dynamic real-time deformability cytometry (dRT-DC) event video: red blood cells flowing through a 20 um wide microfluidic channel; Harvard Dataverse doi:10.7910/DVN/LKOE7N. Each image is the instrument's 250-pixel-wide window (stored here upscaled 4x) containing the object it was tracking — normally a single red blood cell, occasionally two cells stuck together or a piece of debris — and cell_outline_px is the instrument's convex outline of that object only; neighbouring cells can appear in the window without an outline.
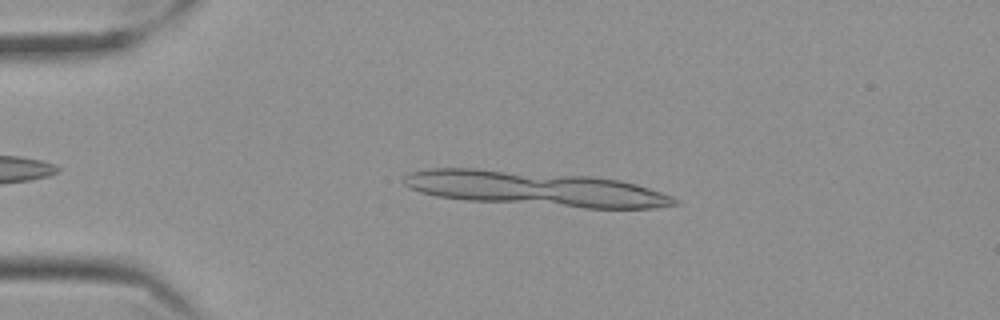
{"species": "Egyptian fruit bat (a non-hibernating species)", "species_latin": "Rousettus aegyptiacus", "temperature_condition": "cold", "stored_images_in_passage": 12, "camera_frame_rate_fps": 3000, "um_per_image_px": 0.085, "frame": {"image": 1, "passage_image": 9, "time_ms": 2.667, "image_size_px": [1000, 320], "cell_outline_px": [[680, 200], [676, 204], [656, 208], [584, 208], [468, 200], [436, 196], [420, 192], [404, 184], [404, 176], [408, 172], [428, 168], [472, 168], [592, 176], [620, 180], [636, 184], [672, 196]], "centroid_in_image_um": [45.49, 16.03], "position_along_channel_um": 39.5, "area_um2": 54.68}}